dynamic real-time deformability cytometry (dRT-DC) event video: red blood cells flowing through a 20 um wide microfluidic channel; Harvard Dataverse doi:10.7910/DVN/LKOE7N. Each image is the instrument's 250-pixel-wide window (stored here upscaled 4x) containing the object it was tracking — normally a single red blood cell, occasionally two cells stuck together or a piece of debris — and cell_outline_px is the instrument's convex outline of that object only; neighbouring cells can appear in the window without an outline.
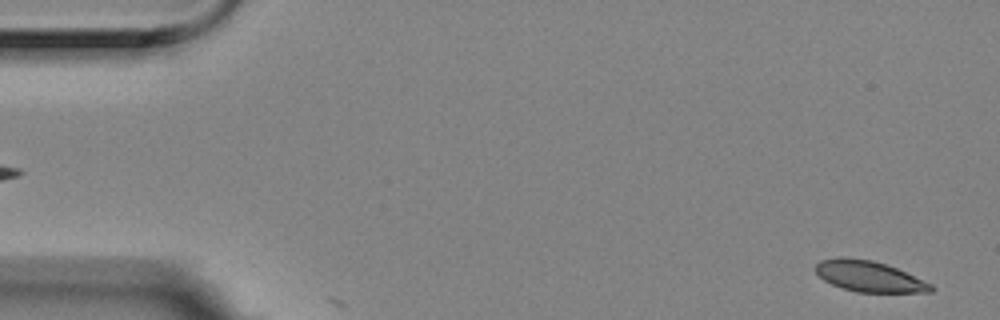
{"species": "Egyptian fruit bat (a non-hibernating species)", "species_latin": "Rousettus aegyptiacus", "temperature_condition": "room temperature", "stored_images_in_passage": 5, "segment_of_instrument_passage": [2, 2], "camera_frame_rate_fps": 3000, "um_per_image_px": 0.085, "animal": {"sex": "female"}, "frame": {"image": 1, "passage_image": 5, "time_ms": 1.333, "image_size_px": [1000, 320], "cell_outline_px": [[936, 288], [932, 292], [856, 292], [832, 284], [824, 280], [812, 268], [820, 260], [840, 256], [872, 260], [896, 268], [932, 284]], "centroid_in_image_um": [73.85, 23.48], "position_along_channel_um": 11.2, "area_um2": 20.69}}